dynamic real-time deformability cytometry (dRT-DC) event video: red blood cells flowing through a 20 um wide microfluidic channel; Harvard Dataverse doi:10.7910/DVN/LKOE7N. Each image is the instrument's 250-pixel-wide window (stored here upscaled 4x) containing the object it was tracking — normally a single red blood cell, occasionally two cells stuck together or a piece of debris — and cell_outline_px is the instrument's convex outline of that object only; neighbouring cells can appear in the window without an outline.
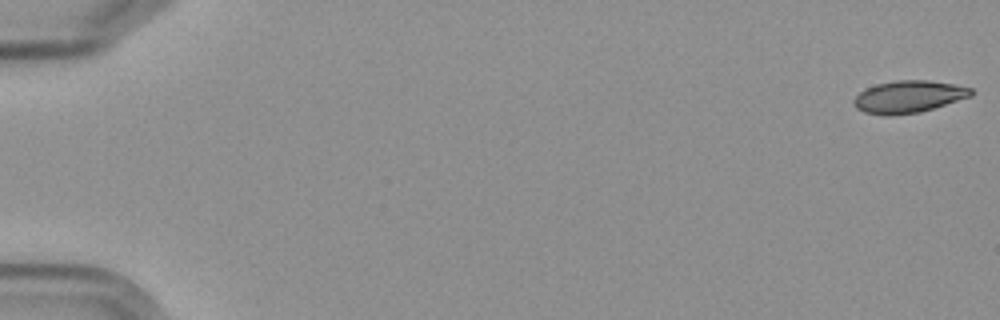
{"species": "Egyptian fruit bat (a non-hibernating species)", "species_latin": "Rousettus aegyptiacus", "temperature_condition": "cold", "stored_images_in_passage": 6, "camera_frame_rate_fps": 3000, "um_per_image_px": 0.085, "frame": {"image": 1, "passage_image": 1, "time_ms": 0.0, "image_size_px": [1000, 320], "cell_outline_px": [[972, 96], [920, 112], [888, 116], [884, 116], [864, 112], [856, 108], [852, 100], [860, 92], [876, 84], [896, 80], [928, 80], [952, 84], [972, 88]], "centroid_in_image_um": [77.21, 8.23], "position_along_channel_um": 7.8, "area_um2": 21.91}}